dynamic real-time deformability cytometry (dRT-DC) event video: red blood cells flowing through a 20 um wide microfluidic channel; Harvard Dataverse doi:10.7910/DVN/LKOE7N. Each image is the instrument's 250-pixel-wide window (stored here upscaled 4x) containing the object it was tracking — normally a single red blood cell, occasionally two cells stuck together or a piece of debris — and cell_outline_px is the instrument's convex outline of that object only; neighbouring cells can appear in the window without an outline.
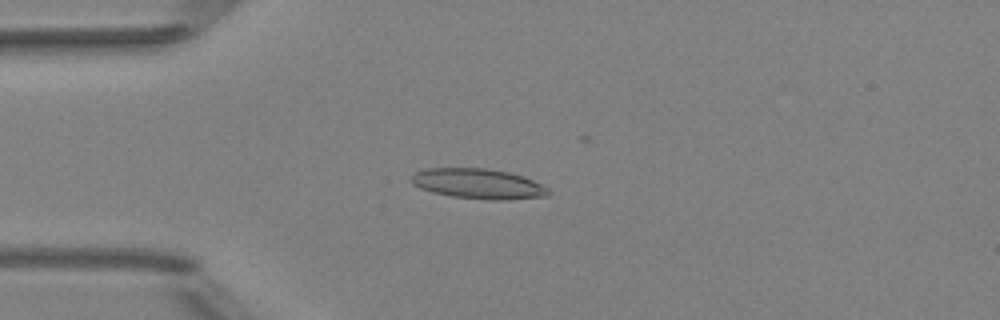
{"species": "Egyptian fruit bat (a non-hibernating species)", "species_latin": "Rousettus aegyptiacus", "temperature_condition": "room temperature", "stored_images_in_passage": 40, "camera_frame_rate_fps": 3000, "um_per_image_px": 0.085, "animal": {"sex": "female"}, "frame": {"image": 1, "passage_image": 12, "time_ms": 3.667, "image_size_px": [1000, 320], "cell_outline_px": [[552, 192], [548, 196], [504, 200], [488, 200], [452, 196], [432, 192], [420, 188], [412, 184], [412, 176], [416, 172], [428, 168], [484, 168], [508, 172], [524, 176], [548, 188]], "centroid_in_image_um": [40.68, 15.62], "position_along_channel_um": 44.3, "area_um2": 24.04}}
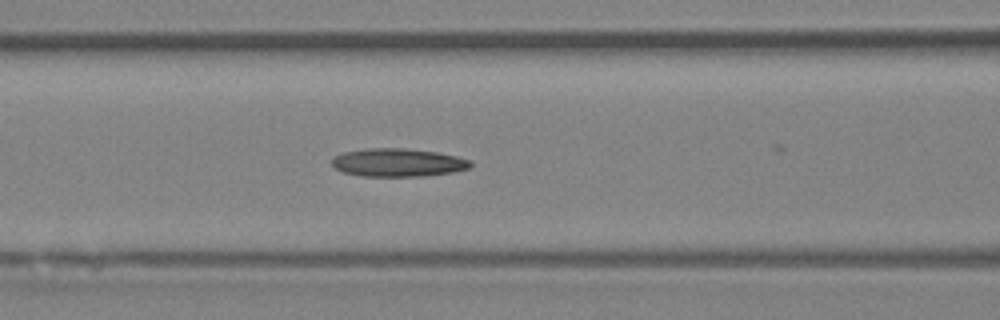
{"frame": {"image": 2, "passage_image": 20, "time_ms": 6.333, "image_size_px": [1000, 320], "cell_outline_px": [[472, 164], [468, 168], [452, 172], [424, 176], [360, 176], [344, 172], [336, 168], [332, 164], [332, 156], [344, 152], [364, 148], [404, 148], [436, 152], [456, 156], [468, 160]], "centroid_in_image_um": [33.78, 13.81], "position_along_channel_um": 132.8, "area_um2": 22.66}}
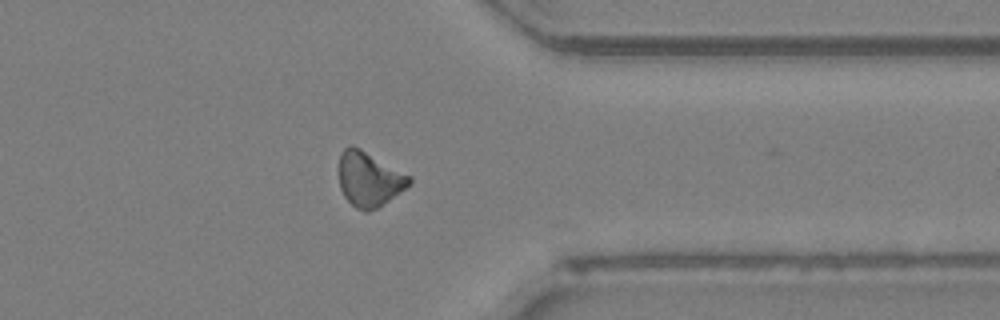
{"frame": {"image": 3, "passage_image": 39, "time_ms": 12.667, "image_size_px": [1000, 320], "cell_outline_px": [[412, 180], [404, 188], [388, 200], [376, 208], [368, 212], [364, 212], [356, 208], [344, 196], [340, 188], [340, 152], [348, 144], [352, 144], [360, 148], [412, 176]], "centroid_in_image_um": [31.35, 15.2], "position_along_channel_um": 380.0, "area_um2": 22.2}}